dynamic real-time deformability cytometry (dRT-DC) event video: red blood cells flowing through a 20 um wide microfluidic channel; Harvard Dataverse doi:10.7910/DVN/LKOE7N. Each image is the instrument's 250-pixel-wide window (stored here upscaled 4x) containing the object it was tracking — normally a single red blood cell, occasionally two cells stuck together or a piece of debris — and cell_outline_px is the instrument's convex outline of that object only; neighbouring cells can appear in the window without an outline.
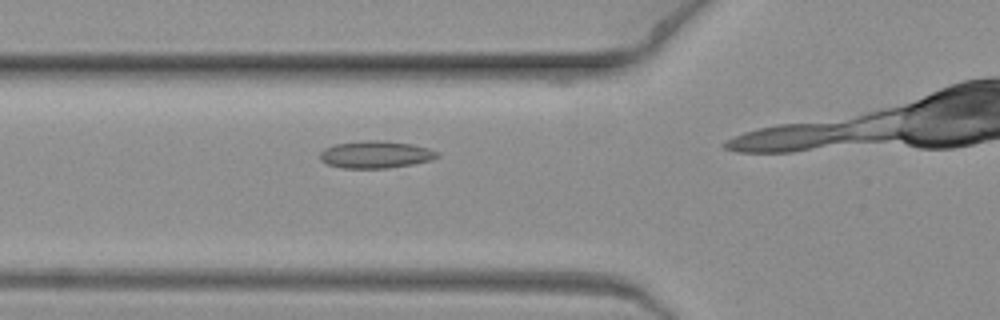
{"species": "common noctule bat (a hibernating species)", "species_latin": "Nyctalus noctula", "temperature_condition": "warm", "stored_images_in_passage": 3, "segment_of_instrument_passage": [1, 2], "camera_frame_rate_fps": 3000, "um_per_image_px": 0.085, "animal": {"sex": "female", "body_mass_g": 19.3, "forearm_length_mm": 54.1}, "frame": {"image": 1, "passage_image": 2, "time_ms": 0.333, "image_size_px": [1000, 320], "cell_outline_px": [[440, 156], [428, 160], [412, 164], [388, 168], [340, 168], [328, 164], [320, 160], [320, 152], [324, 148], [336, 144], [368, 140], [376, 140], [412, 144], [428, 148], [440, 152]], "centroid_in_image_um": [31.92, 13.14], "position_along_channel_um": 93.9, "area_um2": 18.5}}